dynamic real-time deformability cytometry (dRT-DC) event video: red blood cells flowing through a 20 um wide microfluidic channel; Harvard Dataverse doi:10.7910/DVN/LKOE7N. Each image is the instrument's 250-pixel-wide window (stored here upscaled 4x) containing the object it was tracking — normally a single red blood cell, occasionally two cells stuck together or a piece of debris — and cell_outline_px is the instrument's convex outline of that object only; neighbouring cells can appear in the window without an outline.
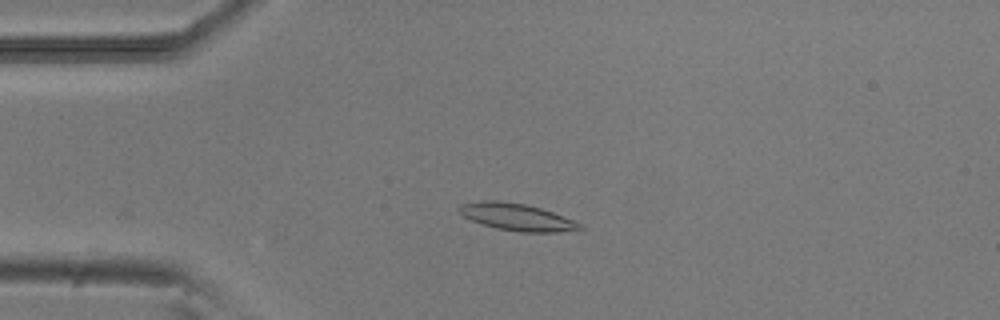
{"species": "common noctule bat (a hibernating species)", "species_latin": "Nyctalus noctula", "temperature_condition": "room temperature", "stored_images_in_passage": 41, "camera_frame_rate_fps": 3000, "um_per_image_px": 0.085, "animal": {"sex": "male", "body_mass_g": 20.5, "forearm_length_mm": 52.5}, "frame": {"image": 1, "passage_image": 1, "time_ms": 0.0, "image_size_px": [1000, 320], "cell_outline_px": [[584, 228], [556, 232], [520, 232], [496, 228], [472, 220], [464, 216], [456, 208], [460, 204], [480, 200], [500, 200], [524, 204], [540, 208], [552, 212], [572, 220], [580, 224]], "centroid_in_image_um": [43.87, 18.43], "position_along_channel_um": 41.1, "area_um2": 18.79}}
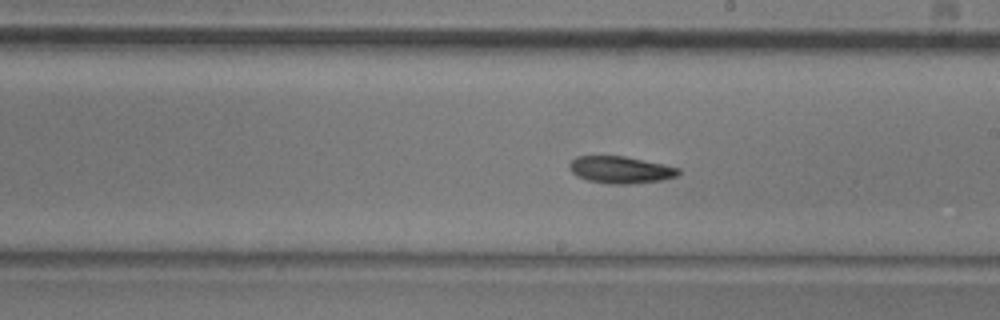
{"frame": {"image": 2, "passage_image": 18, "time_ms": 5.667, "image_size_px": [1000, 320], "cell_outline_px": [[680, 172], [676, 176], [660, 180], [632, 184], [608, 184], [588, 180], [576, 176], [572, 172], [568, 164], [576, 156], [624, 156], [664, 164], [680, 168]], "centroid_in_image_um": [52.73, 14.43], "position_along_channel_um": 236.3, "area_um2": 17.17}}
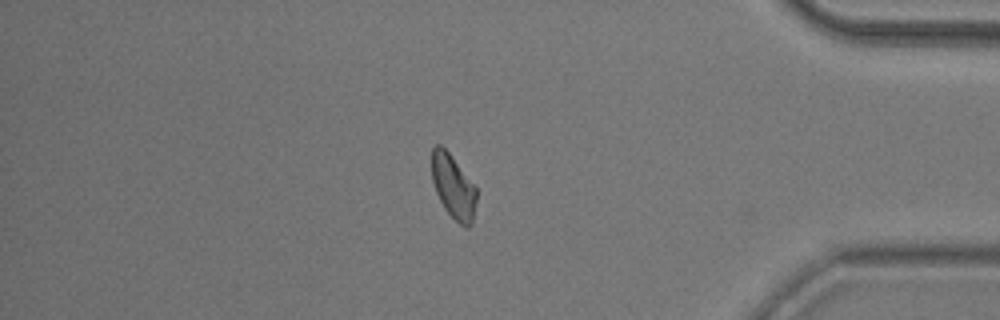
{"frame": {"image": 3, "passage_image": 33, "time_ms": 10.667, "image_size_px": [1000, 320], "cell_outline_px": [[476, 200], [472, 224], [468, 228], [464, 228], [444, 208], [436, 192], [432, 180], [432, 148], [436, 144], [440, 144], [448, 152], [476, 188]], "centroid_in_image_um": [38.52, 15.89], "position_along_channel_um": 396.7, "area_um2": 16.36}, "authors_computed_cell_mechanics": {"area_um2": 17.1666, "velocity_mm_per_s": 3.8559, "shape_relaxation_time_tau1_ms": 5.66, "shape_relaxation_time_tau2_ms": null, "deformation_change_tau1": 0.1198, "deformation_change_tau2": null}}